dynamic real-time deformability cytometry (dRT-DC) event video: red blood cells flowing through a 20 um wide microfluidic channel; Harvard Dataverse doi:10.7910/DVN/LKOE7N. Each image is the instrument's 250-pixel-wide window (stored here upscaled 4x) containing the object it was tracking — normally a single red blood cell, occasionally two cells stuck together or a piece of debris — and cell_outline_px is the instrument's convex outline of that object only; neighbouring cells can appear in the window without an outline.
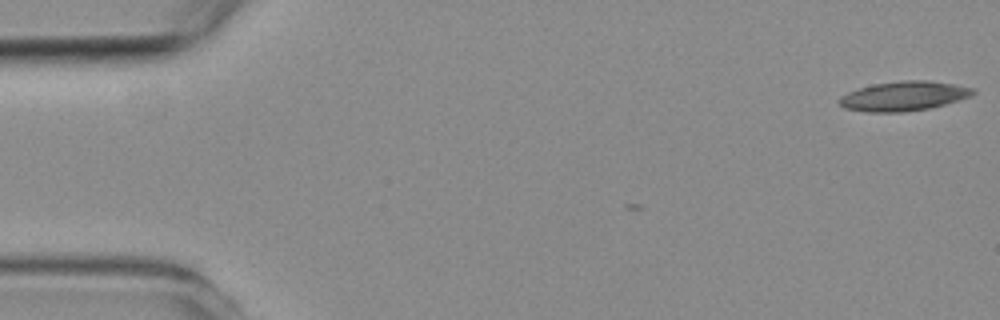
{"species": "common noctule bat (a hibernating species)", "species_latin": "Nyctalus noctula", "temperature_condition": "room temperature", "stored_images_in_passage": 3, "camera_frame_rate_fps": 3000, "um_per_image_px": 0.085, "animal": {"sex": "female", "body_mass_g": 19.3, "forearm_length_mm": 54.1}, "frame": {"image": 1, "passage_image": 1, "time_ms": 0.0, "image_size_px": [1000, 320], "cell_outline_px": [[976, 92], [972, 96], [960, 100], [932, 108], [904, 112], [868, 112], [844, 108], [836, 100], [840, 96], [848, 92], [860, 88], [876, 84], [904, 80], [928, 80], [952, 84], [972, 88]], "centroid_in_image_um": [76.82, 8.18], "position_along_channel_um": 8.2, "area_um2": 23.0}}